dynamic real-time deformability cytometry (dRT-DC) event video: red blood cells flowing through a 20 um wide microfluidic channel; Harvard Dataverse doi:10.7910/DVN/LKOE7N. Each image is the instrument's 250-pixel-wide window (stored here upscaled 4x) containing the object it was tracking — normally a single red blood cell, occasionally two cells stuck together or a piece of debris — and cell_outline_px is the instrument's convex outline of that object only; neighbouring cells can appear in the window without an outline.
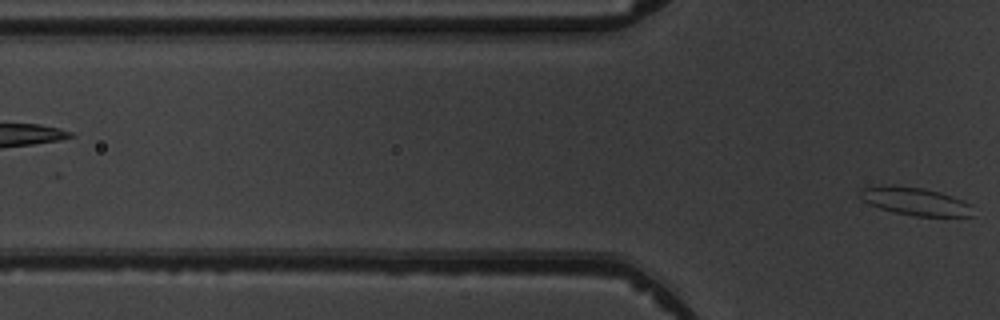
{"species": "common noctule bat (a hibernating species)", "species_latin": "Nyctalus noctula", "temperature_condition": "warm", "stored_images_in_passage": 3, "camera_frame_rate_fps": 3000, "um_per_image_px": 0.085, "animal": {"sex": "male", "body_mass_g": 19.5, "forearm_length_mm": 54.6}, "frame": {"image": 1, "passage_image": 3, "time_ms": 2.333, "image_size_px": [1000, 320], "cell_outline_px": [[976, 216], [912, 216], [880, 208], [868, 204], [856, 196], [856, 192], [864, 188], [924, 188], [940, 192], [952, 196], [972, 204]], "centroid_in_image_um": [77.88, 17.17], "position_along_channel_um": 47.9, "area_um2": 17.86}}